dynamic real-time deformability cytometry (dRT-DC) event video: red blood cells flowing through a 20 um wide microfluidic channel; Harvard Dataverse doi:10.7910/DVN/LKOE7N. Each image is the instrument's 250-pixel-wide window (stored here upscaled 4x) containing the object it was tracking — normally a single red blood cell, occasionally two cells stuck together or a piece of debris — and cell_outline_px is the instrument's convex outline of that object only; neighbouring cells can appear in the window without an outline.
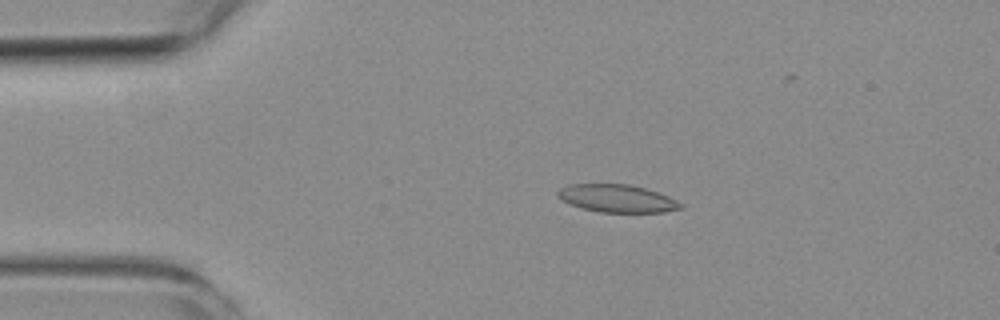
{"species": "common noctule bat (a hibernating species)", "species_latin": "Nyctalus noctula", "temperature_condition": "room temperature", "stored_images_in_passage": 7, "camera_frame_rate_fps": 3000, "um_per_image_px": 0.085, "animal": {"sex": "female", "body_mass_g": 19.3, "forearm_length_mm": 54.1}, "frame": {"image": 1, "passage_image": 2, "time_ms": 2.333, "image_size_px": [1000, 320], "cell_outline_px": [[684, 204], [680, 208], [664, 212], [600, 212], [580, 208], [564, 200], [556, 192], [560, 188], [568, 184], [628, 184], [644, 188], [668, 196]], "centroid_in_image_um": [52.45, 16.86], "position_along_channel_um": 32.5, "area_um2": 19.59}}
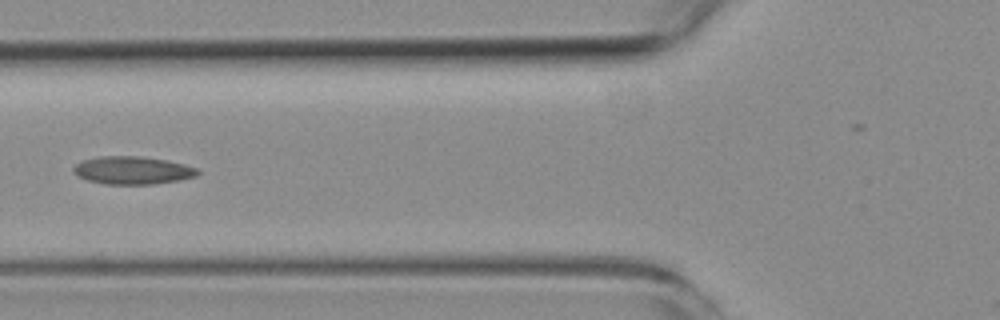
{"frame": {"image": 2, "passage_image": 5, "time_ms": 5.667, "image_size_px": [1000, 320], "cell_outline_px": [[200, 172], [196, 176], [180, 180], [152, 184], [104, 184], [88, 180], [72, 172], [72, 168], [76, 164], [84, 160], [100, 156], [136, 156], [164, 160], [184, 164], [196, 168]], "centroid_in_image_um": [11.26, 14.48], "position_along_channel_um": 114.5, "area_um2": 19.94}}
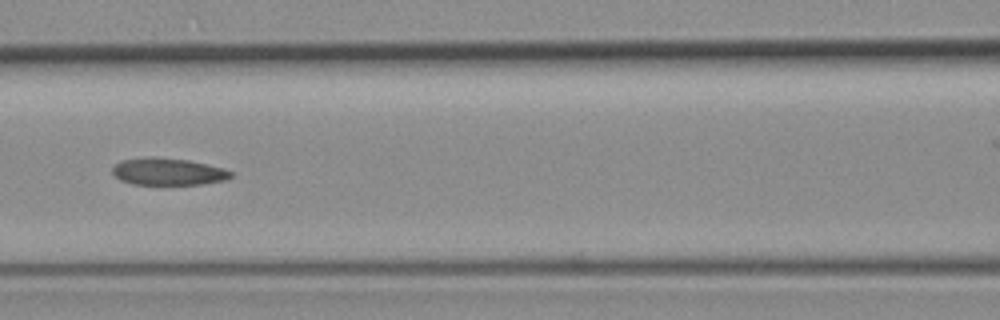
{"frame": {"image": 3, "passage_image": 6, "time_ms": 6.667, "image_size_px": [1000, 320], "cell_outline_px": [[232, 176], [224, 180], [200, 184], [132, 184], [120, 180], [112, 172], [112, 168], [116, 164], [124, 160], [152, 156], [188, 160], [224, 168], [232, 172]], "centroid_in_image_um": [14.28, 14.58], "position_along_channel_um": 152.3, "area_um2": 18.5}}